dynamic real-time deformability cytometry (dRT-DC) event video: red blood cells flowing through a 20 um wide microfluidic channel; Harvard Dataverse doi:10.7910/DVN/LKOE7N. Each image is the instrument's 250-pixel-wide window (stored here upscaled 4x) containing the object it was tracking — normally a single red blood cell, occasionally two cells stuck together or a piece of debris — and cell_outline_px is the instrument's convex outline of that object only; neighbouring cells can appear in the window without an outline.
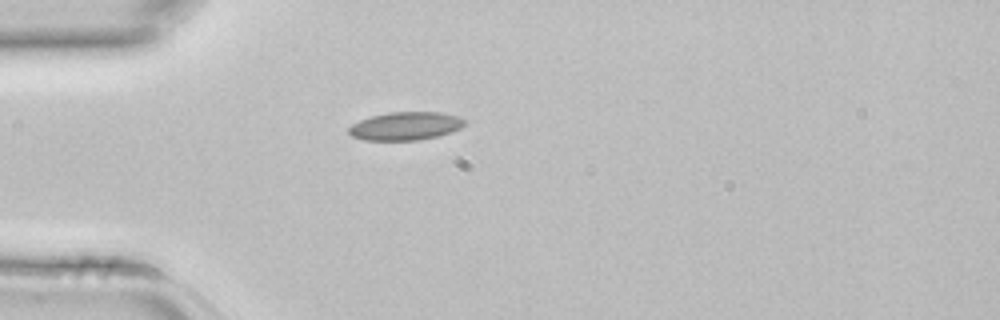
{"species": "common noctule bat (a hibernating species)", "species_latin": "Nyctalus noctula", "temperature_condition": "room temperature", "stored_images_in_passage": 1, "camera_frame_rate_fps": 3000, "um_per_image_px": 0.085, "animal": {"sex": "female", "body_mass_g": 22.7, "forearm_length_mm": 54.2}, "frame": {"image": 1, "passage_image": 1, "time_ms": 0.0, "image_size_px": [1000, 320], "cell_outline_px": [[464, 124], [460, 128], [436, 136], [420, 140], [364, 140], [352, 136], [348, 132], [348, 128], [352, 124], [368, 116], [388, 112], [440, 112], [460, 116], [464, 120]], "centroid_in_image_um": [34.43, 10.7], "position_along_channel_um": 50.6, "area_um2": 19.02}}